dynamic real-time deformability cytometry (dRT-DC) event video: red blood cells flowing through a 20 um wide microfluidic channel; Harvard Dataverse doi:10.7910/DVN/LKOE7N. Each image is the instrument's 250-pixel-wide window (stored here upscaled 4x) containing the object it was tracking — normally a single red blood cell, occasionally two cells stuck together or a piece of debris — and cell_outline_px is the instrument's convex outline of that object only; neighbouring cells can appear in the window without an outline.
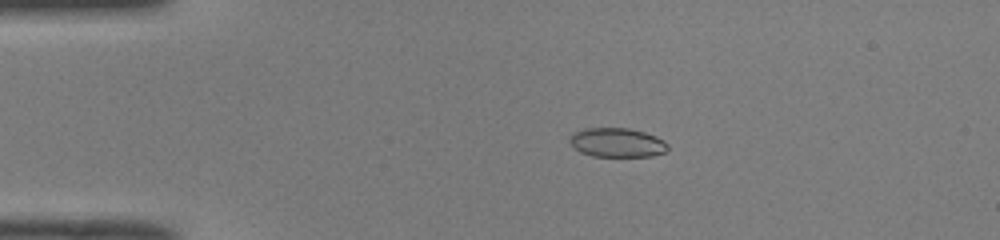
{"species": "common noctule bat (a hibernating species)", "species_latin": "Nyctalus noctula", "temperature_condition": "room temperature", "stored_images_in_passage": 51, "camera_frame_rate_fps": 3000, "um_per_image_px": 0.085, "animal": {"sex": "male", "body_mass_g": 19.0, "forearm_length_mm": 50.8}, "frame": {"image": 1, "passage_image": 11, "time_ms": 3.333, "image_size_px": [1000, 240], "cell_outline_px": [[668, 148], [664, 152], [652, 156], [592, 156], [580, 152], [568, 140], [576, 132], [584, 128], [628, 128], [644, 132], [656, 136], [664, 140], [668, 144]], "centroid_in_image_um": [52.48, 12.12], "position_along_channel_um": 32.5, "area_um2": 16.53}}
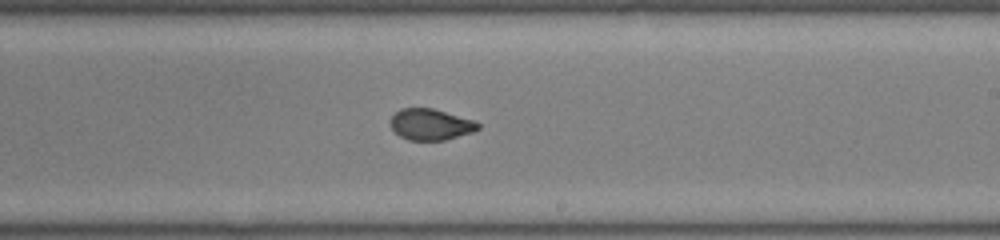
{"frame": {"image": 2, "passage_image": 31, "time_ms": 10.0, "image_size_px": [1000, 240], "cell_outline_px": [[480, 128], [472, 132], [444, 140], [408, 140], [400, 136], [392, 128], [392, 116], [400, 108], [432, 108], [476, 120], [480, 124]], "centroid_in_image_um": [36.64, 10.57], "position_along_channel_um": 252.4, "area_um2": 15.84}}
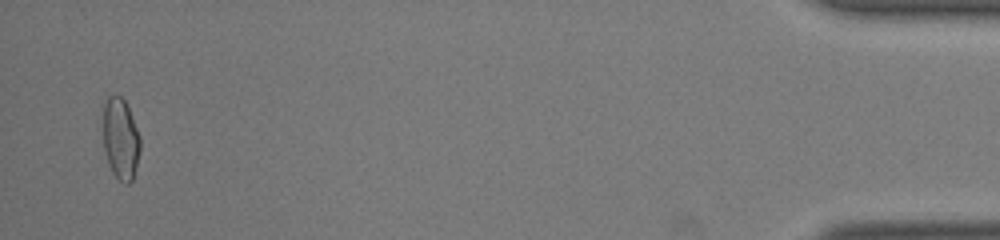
{"frame": {"image": 3, "passage_image": 50, "time_ms": 16.333, "image_size_px": [1000, 240], "cell_outline_px": [[140, 152], [136, 168], [132, 180], [128, 184], [124, 184], [112, 172], [104, 152], [104, 104], [108, 96], [120, 96], [124, 100], [128, 108], [140, 136]], "centroid_in_image_um": [10.26, 11.83], "position_along_channel_um": 424.9, "area_um2": 17.4}, "authors_computed_cell_mechanics": {"area_um2": 16.9932, "velocity_mm_per_s": 4.039, "shape_relaxation_time_tau1_ms": null, "shape_relaxation_time_tau2_ms": 0.8899, "deformation_change_tau1": null, "deformation_change_tau2": 0.0443}}